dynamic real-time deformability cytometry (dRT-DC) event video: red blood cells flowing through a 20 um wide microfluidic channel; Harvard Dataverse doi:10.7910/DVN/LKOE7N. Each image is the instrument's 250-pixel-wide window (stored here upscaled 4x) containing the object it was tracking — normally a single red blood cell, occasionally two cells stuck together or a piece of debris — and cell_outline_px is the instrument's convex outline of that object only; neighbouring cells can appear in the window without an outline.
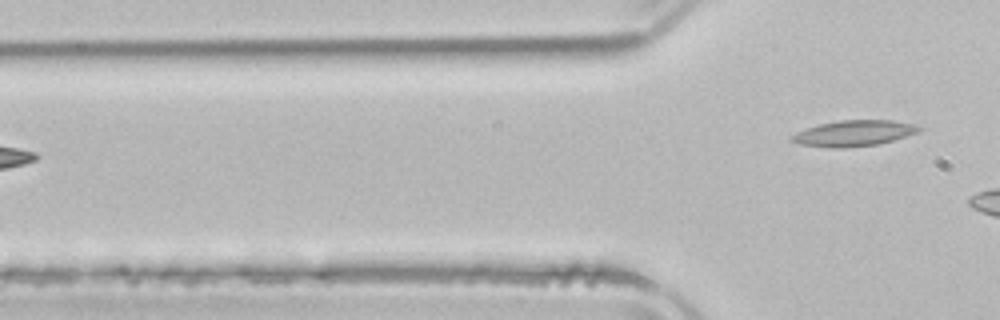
{"species": "common noctule bat (a hibernating species)", "species_latin": "Nyctalus noctula", "temperature_condition": "room temperature", "stored_images_in_passage": 5, "camera_frame_rate_fps": 3000, "um_per_image_px": 0.085, "animal": {"sex": "male", "body_mass_g": 21.5, "forearm_length_mm": 52.0}, "frame": {"image": 1, "passage_image": 5, "time_ms": 5.667, "image_size_px": [1000, 320], "cell_outline_px": [[924, 128], [916, 132], [892, 140], [876, 144], [844, 148], [832, 148], [800, 144], [788, 140], [796, 132], [820, 124], [840, 120], [892, 120], [916, 124]], "centroid_in_image_um": [72.57, 11.32], "position_along_channel_um": 53.2, "area_um2": 18.96}}